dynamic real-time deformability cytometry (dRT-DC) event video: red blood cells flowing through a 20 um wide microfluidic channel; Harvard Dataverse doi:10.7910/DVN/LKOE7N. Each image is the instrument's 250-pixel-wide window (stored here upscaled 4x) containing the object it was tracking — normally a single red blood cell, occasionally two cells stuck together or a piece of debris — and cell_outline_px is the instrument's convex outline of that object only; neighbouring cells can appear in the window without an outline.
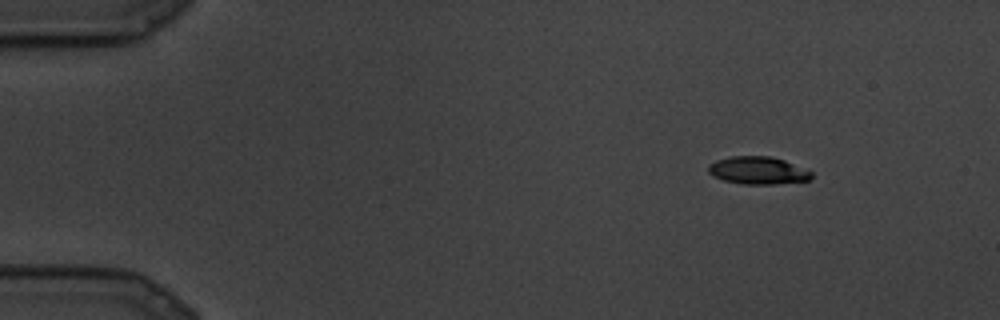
{"species": "common noctule bat (a hibernating species)", "species_latin": "Nyctalus noctula", "temperature_condition": "cold", "stored_images_in_passage": 5, "camera_frame_rate_fps": 3000, "um_per_image_px": 0.085, "animal": {"sex": "male", "body_mass_g": 19.5, "forearm_length_mm": 54.6}, "frame": {"image": 1, "passage_image": 1, "time_ms": 0.0, "image_size_px": [1000, 320], "cell_outline_px": [[812, 176], [808, 180], [772, 184], [744, 184], [724, 180], [712, 176], [708, 172], [708, 164], [716, 160], [732, 156], [772, 156], [784, 160], [812, 172]], "centroid_in_image_um": [64.38, 14.48], "position_along_channel_um": 20.6, "area_um2": 16.47}}